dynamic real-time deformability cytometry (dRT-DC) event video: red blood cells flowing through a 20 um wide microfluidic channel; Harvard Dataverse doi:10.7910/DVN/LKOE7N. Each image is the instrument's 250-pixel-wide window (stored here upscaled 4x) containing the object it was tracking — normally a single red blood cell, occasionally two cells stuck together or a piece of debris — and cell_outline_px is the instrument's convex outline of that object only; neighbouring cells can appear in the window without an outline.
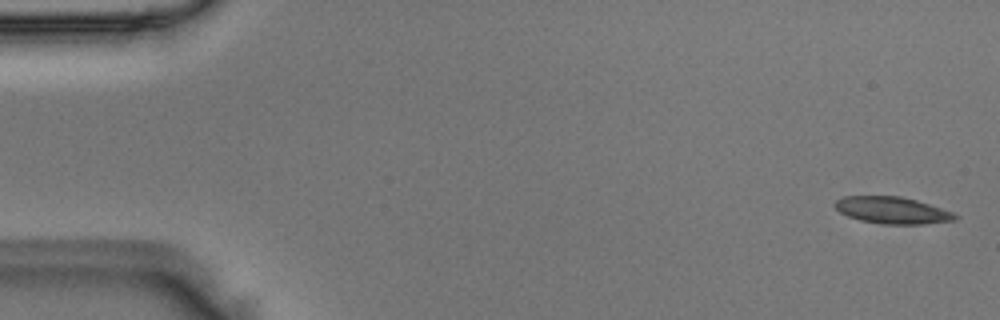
{"species": "Egyptian fruit bat (a non-hibernating species)", "species_latin": "Rousettus aegyptiacus", "temperature_condition": "room temperature", "stored_images_in_passage": 52, "camera_frame_rate_fps": 3000, "um_per_image_px": 0.085, "animal": {"sex": "male"}, "frame": {"image": 1, "passage_image": 2, "time_ms": 0.333, "image_size_px": [1000, 320], "cell_outline_px": [[960, 216], [956, 220], [920, 224], [880, 224], [860, 220], [848, 216], [840, 212], [832, 204], [836, 200], [844, 196], [900, 196], [916, 200], [952, 212]], "centroid_in_image_um": [75.82, 17.87], "position_along_channel_um": 9.2, "area_um2": 18.73}}
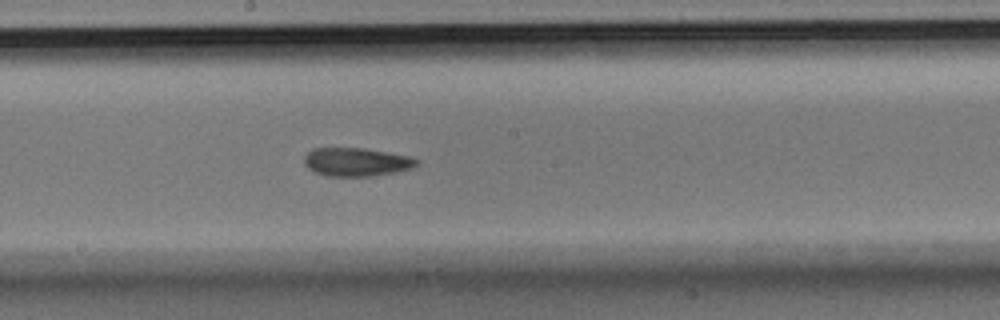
{"frame": {"image": 2, "passage_image": 28, "time_ms": 9.0, "image_size_px": [1000, 320], "cell_outline_px": [[420, 164], [412, 168], [396, 172], [372, 176], [328, 176], [316, 172], [308, 168], [304, 164], [304, 156], [312, 148], [364, 148], [388, 152], [408, 156], [420, 160]], "centroid_in_image_um": [30.32, 13.76], "position_along_channel_um": 217.9, "area_um2": 18.73}}
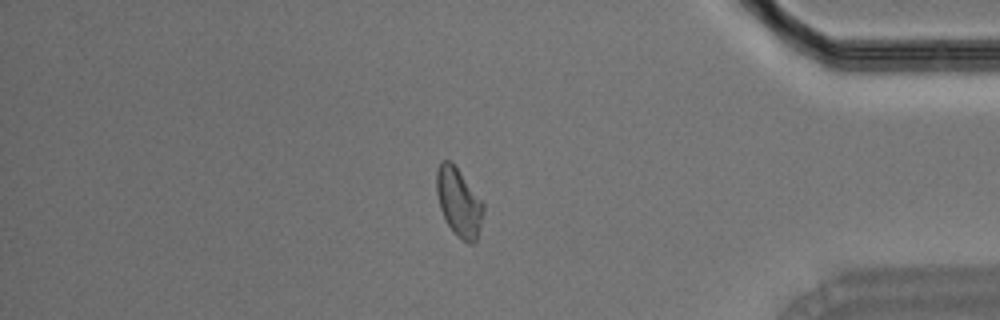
{"frame": {"image": 3, "passage_image": 44, "time_ms": 14.333, "image_size_px": [1000, 320], "cell_outline_px": [[484, 208], [476, 240], [472, 244], [468, 244], [456, 236], [448, 224], [440, 208], [436, 192], [436, 168], [440, 160], [452, 160], [484, 204]], "centroid_in_image_um": [38.97, 17.15], "position_along_channel_um": 396.2, "area_um2": 18.67}}